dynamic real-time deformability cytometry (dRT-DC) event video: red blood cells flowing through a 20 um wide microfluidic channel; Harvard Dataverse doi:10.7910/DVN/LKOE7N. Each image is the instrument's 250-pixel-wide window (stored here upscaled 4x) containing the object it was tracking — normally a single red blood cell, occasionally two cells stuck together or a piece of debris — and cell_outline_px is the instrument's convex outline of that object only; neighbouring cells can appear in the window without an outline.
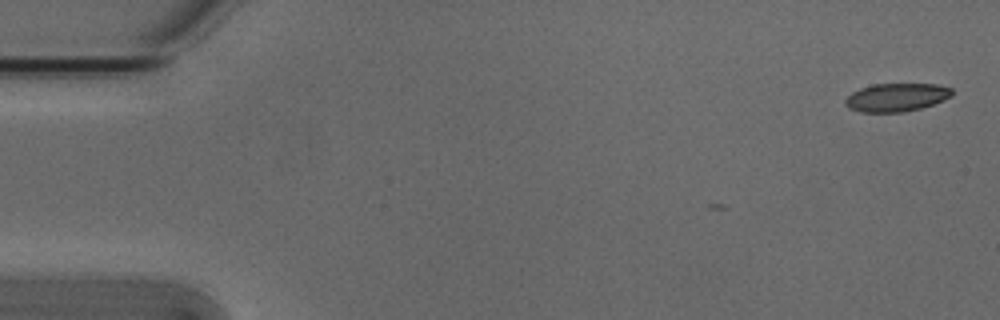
{"species": "Egyptian fruit bat (a non-hibernating species)", "species_latin": "Rousettus aegyptiacus", "temperature_condition": "cold", "stored_images_in_passage": 3, "camera_frame_rate_fps": 3000, "um_per_image_px": 0.085, "animal": {"sex": "male"}, "frame": {"image": 1, "passage_image": 1, "time_ms": 0.0, "image_size_px": [1000, 320], "cell_outline_px": [[952, 96], [944, 100], [920, 108], [904, 112], [860, 112], [848, 108], [844, 104], [844, 100], [852, 92], [860, 88], [872, 84], [936, 84], [952, 88]], "centroid_in_image_um": [76.17, 8.27], "position_along_channel_um": 8.8, "area_um2": 17.63}}